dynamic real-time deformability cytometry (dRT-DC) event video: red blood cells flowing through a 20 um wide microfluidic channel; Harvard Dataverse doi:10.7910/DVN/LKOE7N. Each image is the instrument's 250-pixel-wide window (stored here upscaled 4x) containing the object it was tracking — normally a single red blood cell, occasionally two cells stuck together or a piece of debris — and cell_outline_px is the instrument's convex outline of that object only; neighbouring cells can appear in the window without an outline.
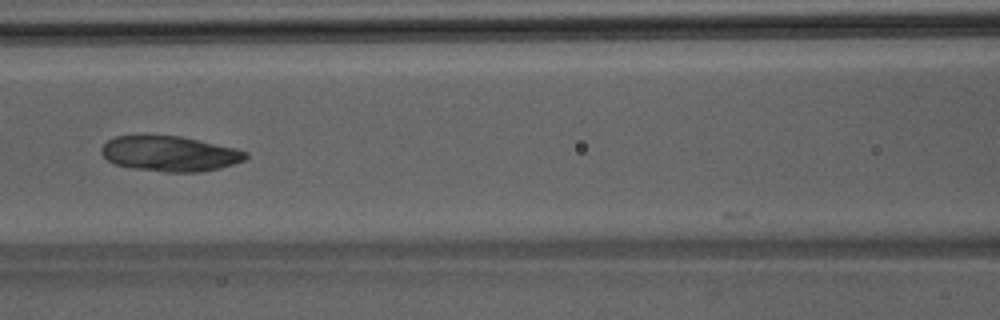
{"species": "Egyptian fruit bat (a non-hibernating species)", "species_latin": "Rousettus aegyptiacus", "temperature_condition": "room temperature", "stored_images_in_passage": 33, "camera_frame_rate_fps": 3000, "um_per_image_px": 0.085, "animal": {"sex": "male"}, "frame": {"image": 1, "passage_image": 6, "time_ms": 1.667, "image_size_px": [1000, 320], "cell_outline_px": [[248, 156], [244, 160], [220, 168], [200, 172], [164, 172], [136, 168], [116, 164], [108, 160], [100, 152], [100, 148], [108, 140], [116, 136], [180, 136], [236, 148], [248, 152]], "centroid_in_image_um": [14.45, 13.06], "position_along_channel_um": 152.1, "area_um2": 29.42}}
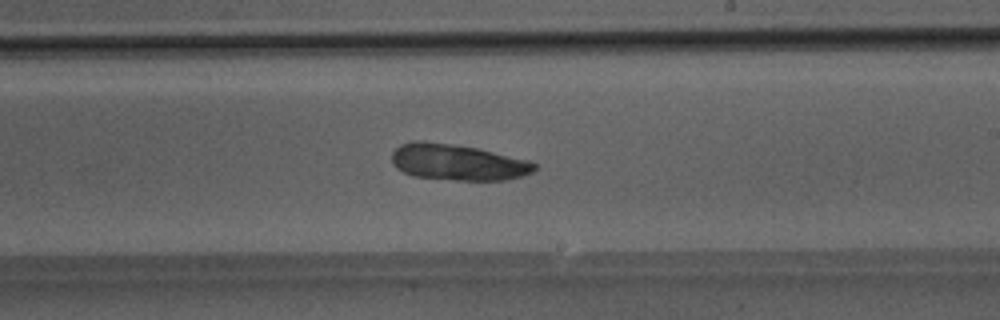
{"frame": {"image": 2, "passage_image": 13, "time_ms": 4.0, "image_size_px": [1000, 320], "cell_outline_px": [[536, 168], [532, 172], [520, 176], [504, 180], [456, 180], [412, 176], [396, 168], [392, 164], [392, 152], [400, 144], [412, 140], [424, 140], [452, 144], [476, 148], [528, 160], [536, 164]], "centroid_in_image_um": [38.84, 13.78], "position_along_channel_um": 250.2, "area_um2": 30.0}}
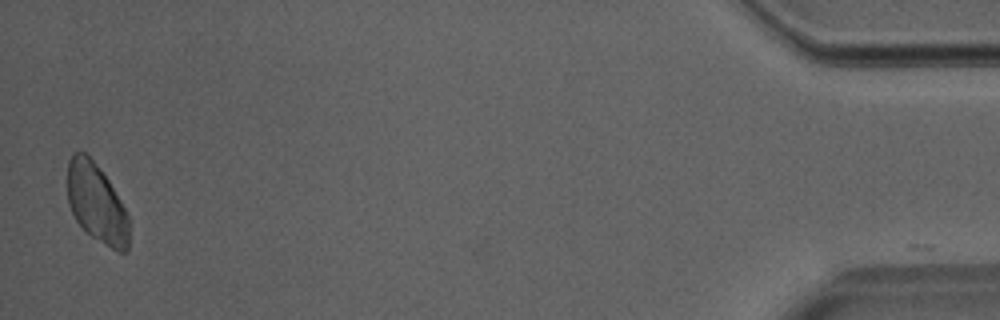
{"frame": {"image": 3, "passage_image": 32, "time_ms": 10.333, "image_size_px": [1000, 320], "cell_outline_px": [[128, 248], [124, 252], [116, 252], [84, 232], [76, 220], [68, 204], [68, 160], [72, 152], [84, 152], [92, 160], [108, 180], [124, 208], [128, 216]], "centroid_in_image_um": [8.19, 17.3], "position_along_channel_um": 427.0, "area_um2": 28.15}}